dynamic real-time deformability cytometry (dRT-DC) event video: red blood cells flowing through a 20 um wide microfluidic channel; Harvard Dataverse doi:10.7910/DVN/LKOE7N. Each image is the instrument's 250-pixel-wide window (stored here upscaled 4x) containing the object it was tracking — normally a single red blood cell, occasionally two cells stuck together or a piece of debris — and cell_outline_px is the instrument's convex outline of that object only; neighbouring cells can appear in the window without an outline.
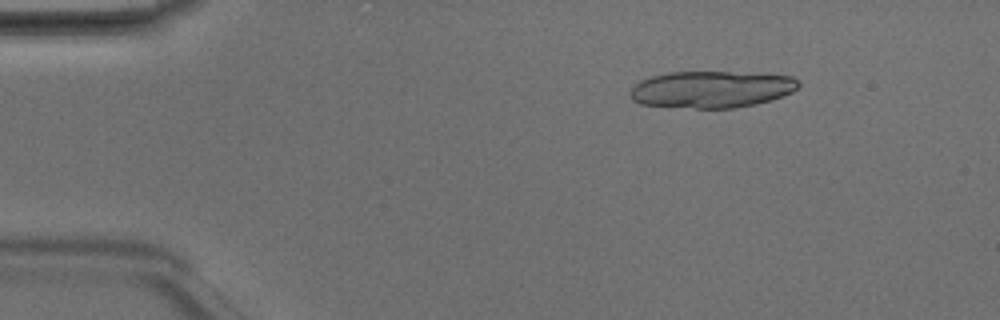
{"species": "Egyptian fruit bat (a non-hibernating species)", "species_latin": "Rousettus aegyptiacus", "temperature_condition": "room temperature", "stored_images_in_passage": 3, "camera_frame_rate_fps": 3000, "um_per_image_px": 0.085, "animal": {"sex": "male"}, "frame": {"image": 1, "passage_image": 1, "time_ms": 0.0, "image_size_px": [1000, 320], "cell_outline_px": [[800, 84], [792, 92], [772, 100], [756, 104], [732, 108], [696, 108], [640, 104], [632, 100], [628, 92], [640, 80], [652, 76], [668, 72], [728, 72], [792, 76], [800, 80]], "centroid_in_image_um": [60.47, 7.59], "position_along_channel_um": 24.5, "area_um2": 36.07}}